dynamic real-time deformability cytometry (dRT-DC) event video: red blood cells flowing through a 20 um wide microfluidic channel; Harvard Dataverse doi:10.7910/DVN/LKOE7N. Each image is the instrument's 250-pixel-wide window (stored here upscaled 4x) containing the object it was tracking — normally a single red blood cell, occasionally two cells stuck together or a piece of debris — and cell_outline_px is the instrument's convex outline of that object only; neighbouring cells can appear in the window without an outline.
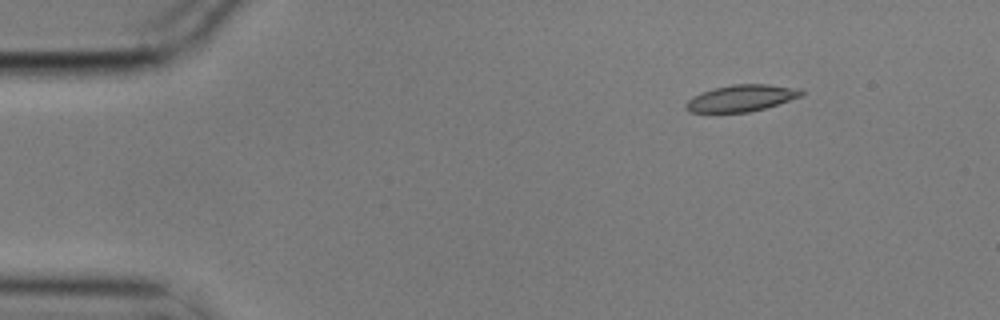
{"species": "common noctule bat (a hibernating species)", "species_latin": "Nyctalus noctula", "temperature_condition": "cold", "stored_images_in_passage": 5, "camera_frame_rate_fps": 3000, "um_per_image_px": 0.085, "animal": {"sex": "male", "body_mass_g": 17.9}, "frame": {"image": 1, "passage_image": 5, "time_ms": 1.333, "image_size_px": [1000, 320], "cell_outline_px": [[804, 92], [800, 96], [764, 108], [748, 112], [688, 112], [684, 108], [684, 104], [692, 96], [700, 92], [732, 84], [768, 84], [804, 88]], "centroid_in_image_um": [62.99, 8.33], "position_along_channel_um": 22.0, "area_um2": 17.92}}